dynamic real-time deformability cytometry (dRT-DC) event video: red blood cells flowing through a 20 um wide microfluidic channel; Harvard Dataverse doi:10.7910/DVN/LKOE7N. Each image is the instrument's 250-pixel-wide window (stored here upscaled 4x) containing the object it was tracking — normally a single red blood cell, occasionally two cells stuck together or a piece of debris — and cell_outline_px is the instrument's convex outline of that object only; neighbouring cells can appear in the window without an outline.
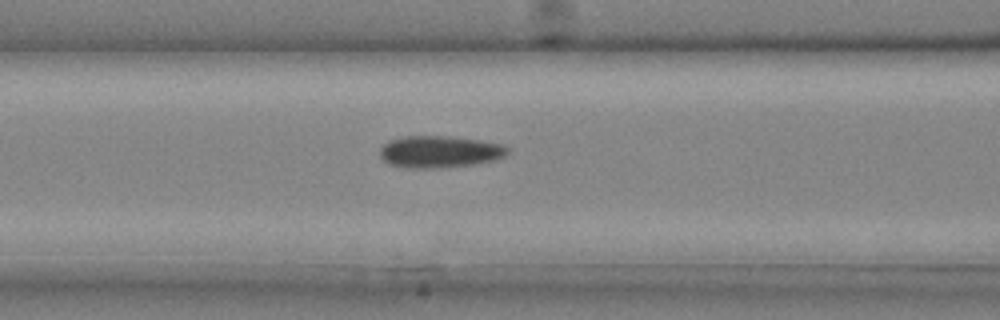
{"species": "common noctule bat (a hibernating species)", "species_latin": "Nyctalus noctula", "temperature_condition": "cold", "stored_images_in_passage": 21, "camera_frame_rate_fps": 3000, "um_per_image_px": 0.085, "animal": {"sex": "male", "body_mass_g": 20.4}, "frame": {"image": 1, "passage_image": 4, "time_ms": 1.0, "image_size_px": [1000, 320], "cell_outline_px": [[512, 148], [504, 156], [496, 160], [476, 164], [432, 168], [404, 168], [388, 164], [380, 156], [380, 148], [388, 140], [404, 136], [448, 136], [504, 144]], "centroid_in_image_um": [37.37, 12.9], "position_along_channel_um": 129.2, "area_um2": 23.93}}
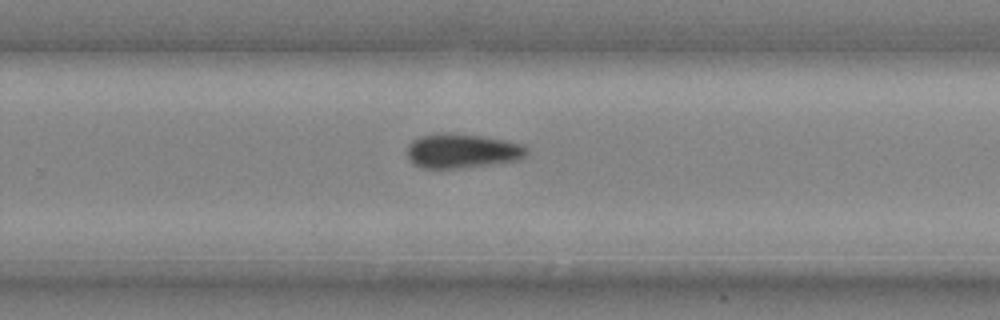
{"frame": {"image": 2, "passage_image": 12, "time_ms": 3.667, "image_size_px": [1000, 320], "cell_outline_px": [[528, 152], [520, 160], [500, 164], [460, 168], [420, 168], [412, 164], [408, 156], [408, 144], [412, 140], [420, 136], [436, 132], [444, 132], [480, 136], [508, 140], [524, 144], [528, 148]], "centroid_in_image_um": [39.31, 12.83], "position_along_channel_um": 290.5, "area_um2": 24.57}}
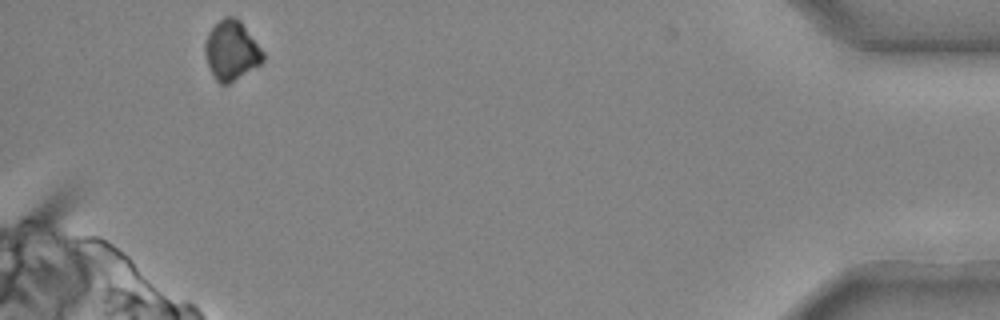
{"frame": {"image": 3, "passage_image": 21, "time_ms": 6.667, "image_size_px": [1000, 320], "cell_outline_px": [[264, 60], [260, 64], [228, 84], [220, 84], [216, 80], [208, 64], [204, 52], [204, 40], [208, 32], [224, 16], [236, 16], [240, 20], [264, 52]], "centroid_in_image_um": [19.66, 4.27], "position_along_channel_um": 415.5, "area_um2": 20.0}}